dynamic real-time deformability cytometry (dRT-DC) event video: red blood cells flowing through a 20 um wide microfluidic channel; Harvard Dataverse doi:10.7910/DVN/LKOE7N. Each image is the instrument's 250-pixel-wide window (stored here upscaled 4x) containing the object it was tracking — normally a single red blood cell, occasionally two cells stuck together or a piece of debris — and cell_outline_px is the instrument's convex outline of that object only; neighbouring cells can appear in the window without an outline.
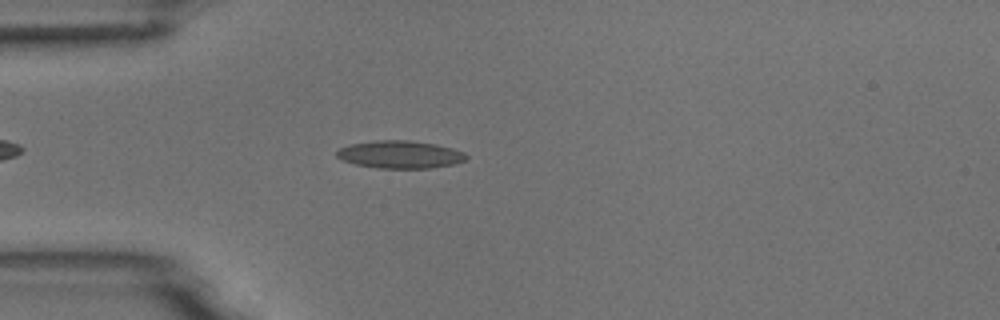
{"species": "common noctule bat (a hibernating species)", "species_latin": "Nyctalus noctula", "temperature_condition": "room temperature", "stored_images_in_passage": 12, "camera_frame_rate_fps": 3000, "um_per_image_px": 0.085, "animal": {"sex": "male", "body_mass_g": 18.8}, "frame": {"image": 1, "passage_image": 1, "time_ms": 0.0, "image_size_px": [1000, 320], "cell_outline_px": [[468, 156], [464, 160], [452, 164], [432, 168], [380, 168], [356, 164], [344, 160], [336, 156], [336, 152], [340, 148], [352, 144], [372, 140], [408, 140], [436, 144], [452, 148], [464, 152]], "centroid_in_image_um": [34.01, 13.12], "position_along_channel_um": 51.0, "area_um2": 20.69}}